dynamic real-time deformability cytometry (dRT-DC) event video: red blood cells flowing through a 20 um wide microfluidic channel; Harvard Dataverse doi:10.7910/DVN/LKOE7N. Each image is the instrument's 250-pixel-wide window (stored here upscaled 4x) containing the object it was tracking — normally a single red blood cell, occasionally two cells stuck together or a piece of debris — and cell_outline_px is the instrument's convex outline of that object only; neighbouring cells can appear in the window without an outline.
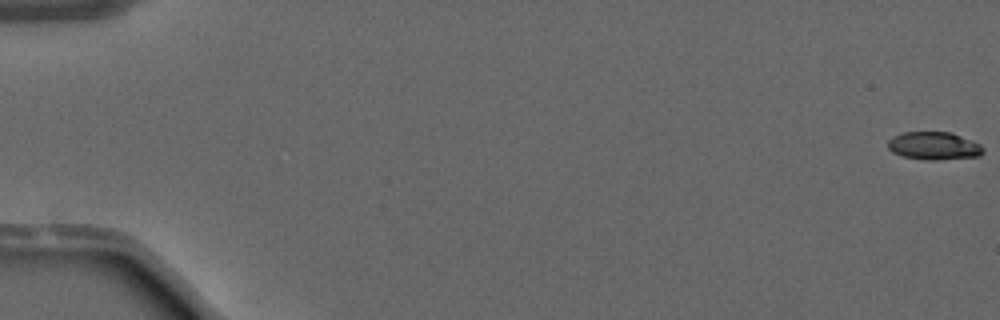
{"species": "common noctule bat (a hibernating species)", "species_latin": "Nyctalus noctula", "temperature_condition": "warm", "stored_images_in_passage": 48, "camera_frame_rate_fps": 3000, "um_per_image_px": 0.085, "animal": {"sex": "male", "forearm_length_mm": 52.5}, "frame": {"image": 1, "passage_image": 1, "time_ms": 0.0, "image_size_px": [1000, 320], "cell_outline_px": [[984, 152], [980, 156], [936, 160], [924, 160], [904, 156], [892, 152], [888, 148], [888, 140], [892, 136], [904, 132], [952, 132], [972, 140], [980, 144], [984, 148]], "centroid_in_image_um": [79.4, 12.39], "position_along_channel_um": 5.6, "area_um2": 15.61}}
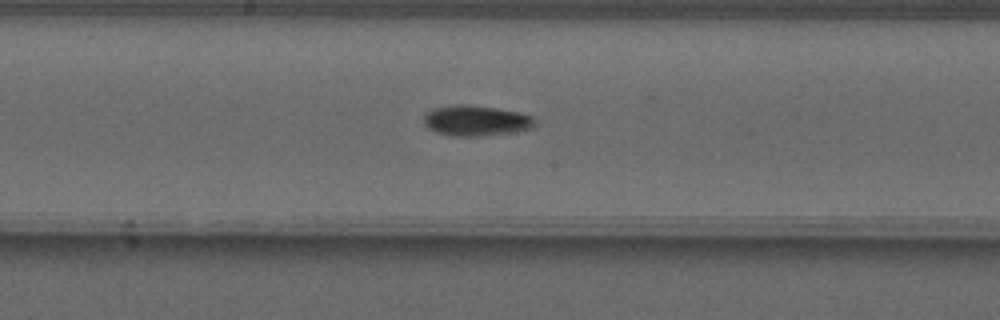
{"frame": {"image": 2, "passage_image": 29, "time_ms": 9.333, "image_size_px": [1000, 320], "cell_outline_px": [[536, 124], [532, 128], [512, 132], [476, 136], [452, 136], [436, 132], [428, 128], [424, 124], [424, 112], [432, 108], [452, 104], [468, 104], [496, 108], [520, 112], [532, 116], [536, 120]], "centroid_in_image_um": [40.43, 10.23], "position_along_channel_um": 207.8, "area_um2": 20.0}}
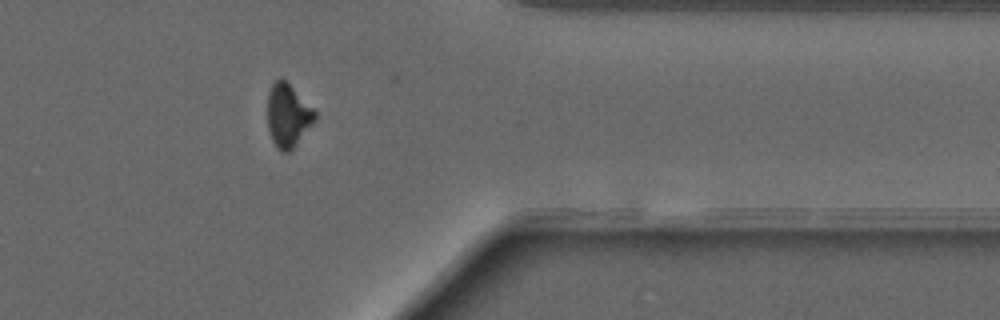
{"frame": {"image": 3, "passage_image": 43, "time_ms": 14.0, "image_size_px": [1000, 320], "cell_outline_px": [[316, 120], [292, 148], [288, 152], [280, 152], [276, 148], [272, 140], [268, 128], [268, 92], [272, 84], [280, 76], [316, 108]], "centroid_in_image_um": [24.49, 9.79], "position_along_channel_um": 386.9, "area_um2": 17.63}}